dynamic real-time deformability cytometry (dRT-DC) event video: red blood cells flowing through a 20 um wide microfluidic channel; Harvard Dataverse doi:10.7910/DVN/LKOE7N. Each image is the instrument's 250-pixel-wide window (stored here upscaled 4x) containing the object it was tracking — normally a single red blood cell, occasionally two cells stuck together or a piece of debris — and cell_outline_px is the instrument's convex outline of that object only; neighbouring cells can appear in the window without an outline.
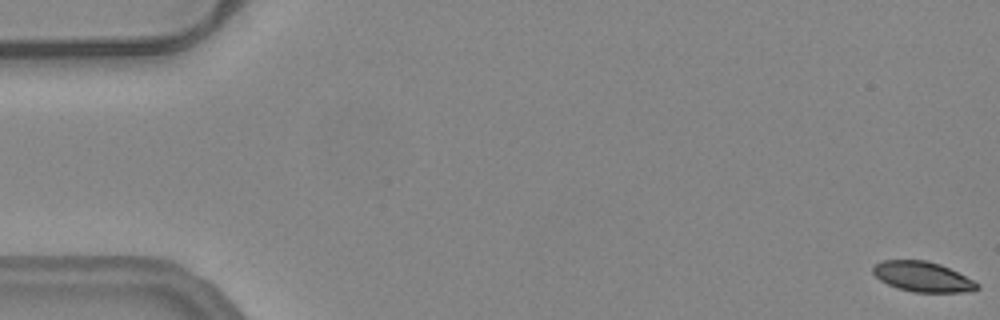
{"species": "common noctule bat (a hibernating species)", "species_latin": "Nyctalus noctula", "temperature_condition": "warm", "stored_images_in_passage": 18, "camera_frame_rate_fps": 3000, "um_per_image_px": 0.085, "animal": {"sex": "female", "body_mass_g": 24.6, "forearm_length_mm": 56.2}, "frame": {"image": 1, "passage_image": 1, "time_ms": 0.0, "image_size_px": [1000, 320], "cell_outline_px": [[980, 288], [964, 292], [912, 292], [896, 288], [880, 280], [872, 272], [872, 268], [880, 260], [924, 260], [940, 264], [980, 284]], "centroid_in_image_um": [78.38, 23.52], "position_along_channel_um": 6.6, "area_um2": 18.15}}